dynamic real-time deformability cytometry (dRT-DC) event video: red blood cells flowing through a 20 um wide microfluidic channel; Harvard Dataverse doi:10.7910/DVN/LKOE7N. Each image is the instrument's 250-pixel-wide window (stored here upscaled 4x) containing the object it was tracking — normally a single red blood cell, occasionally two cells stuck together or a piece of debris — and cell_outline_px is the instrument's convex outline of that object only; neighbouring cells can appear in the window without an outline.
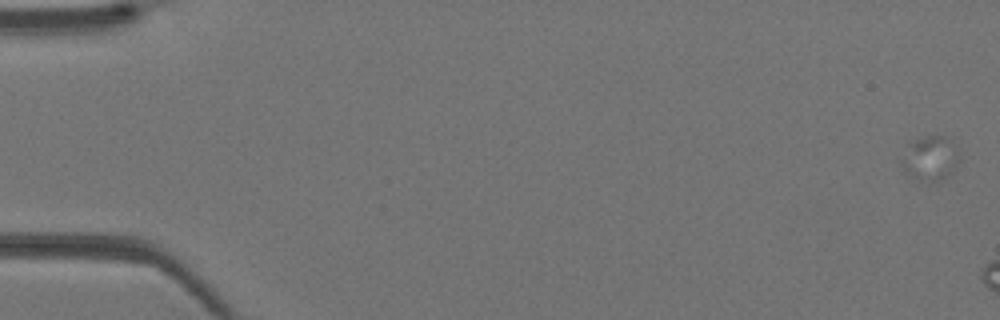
{"species": "Egyptian fruit bat (a non-hibernating species)", "species_latin": "Rousettus aegyptiacus", "temperature_condition": "warm", "stored_images_in_passage": 6, "camera_frame_rate_fps": 3000, "um_per_image_px": 0.085, "animal": {"sex": "female"}, "frame": {"image": 1, "passage_image": 1, "time_ms": 0.0, "image_size_px": [1000, 320], "cell_outline_px": [[960, 160], [940, 180], [928, 184], [908, 176], [904, 172], [900, 164], [912, 144], [916, 140], [924, 136], [944, 136], [948, 140], [956, 152]], "centroid_in_image_um": [79.02, 13.52], "position_along_channel_um": 6.0, "area_um2": 14.22}}